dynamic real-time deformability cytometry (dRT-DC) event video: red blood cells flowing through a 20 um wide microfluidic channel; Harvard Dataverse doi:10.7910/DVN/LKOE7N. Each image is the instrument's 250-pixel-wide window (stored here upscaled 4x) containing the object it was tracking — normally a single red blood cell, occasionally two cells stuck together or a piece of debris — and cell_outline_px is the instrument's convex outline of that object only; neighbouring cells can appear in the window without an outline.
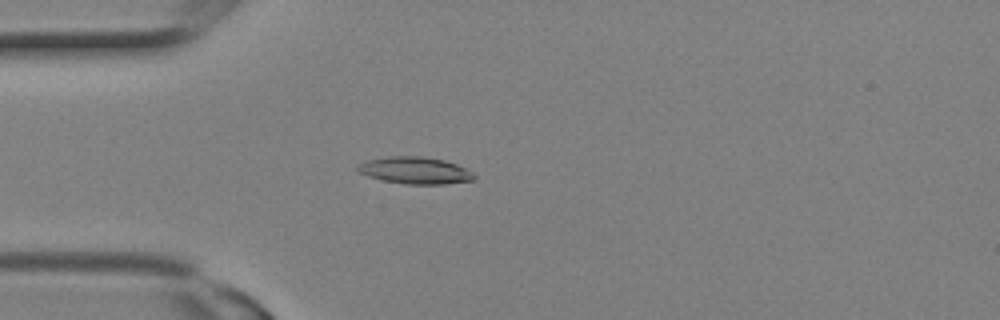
{"species": "Egyptian fruit bat (a non-hibernating species)", "species_latin": "Rousettus aegyptiacus", "temperature_condition": "room temperature", "stored_images_in_passage": 11, "camera_frame_rate_fps": 3000, "um_per_image_px": 0.085, "animal": {"sex": "female"}, "frame": {"image": 1, "passage_image": 1, "time_ms": 0.0, "image_size_px": [1000, 320], "cell_outline_px": [[476, 176], [472, 180], [444, 184], [404, 184], [384, 180], [368, 176], [360, 172], [356, 168], [360, 164], [368, 160], [388, 156], [424, 156], [444, 160], [456, 164], [472, 172]], "centroid_in_image_um": [35.29, 14.48], "position_along_channel_um": 49.7, "area_um2": 18.09}}
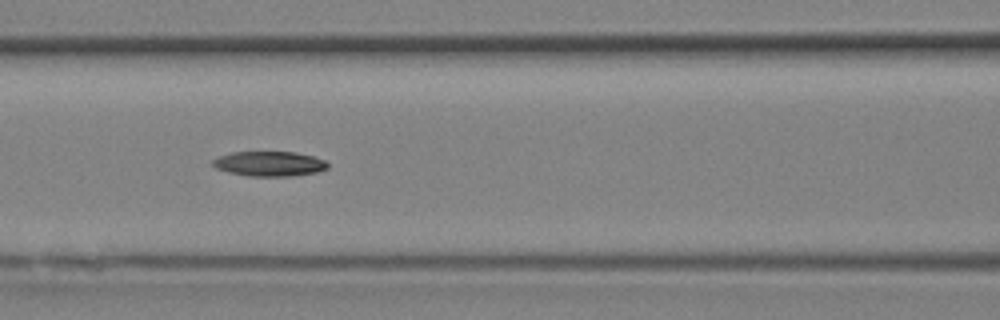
{"frame": {"image": 2, "passage_image": 5, "time_ms": 1.333, "image_size_px": [1000, 320], "cell_outline_px": [[328, 168], [316, 172], [288, 176], [248, 176], [228, 172], [216, 168], [212, 164], [212, 160], [220, 156], [232, 152], [296, 152], [312, 156], [324, 160], [328, 164]], "centroid_in_image_um": [22.88, 13.92], "position_along_channel_um": 143.7, "area_um2": 16.53}}
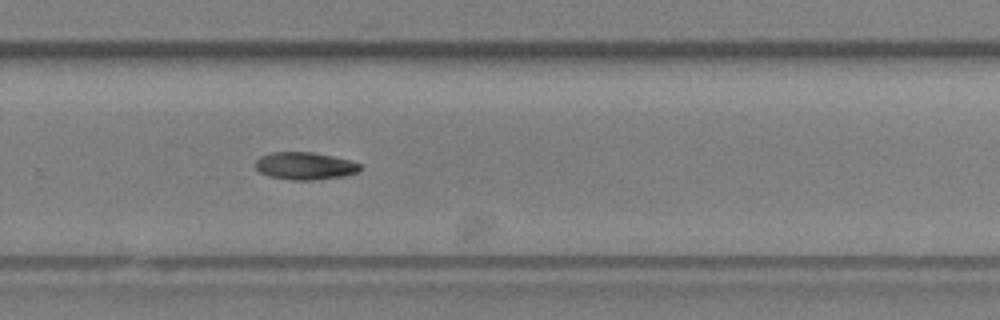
{"frame": {"image": 3, "passage_image": 11, "time_ms": 3.333, "image_size_px": [1000, 320], "cell_outline_px": [[360, 172], [344, 176], [312, 180], [292, 180], [268, 176], [260, 172], [256, 168], [256, 160], [260, 156], [272, 152], [312, 152], [332, 156], [348, 160], [360, 164]], "centroid_in_image_um": [25.91, 14.1], "position_along_channel_um": 303.9, "area_um2": 16.7}}